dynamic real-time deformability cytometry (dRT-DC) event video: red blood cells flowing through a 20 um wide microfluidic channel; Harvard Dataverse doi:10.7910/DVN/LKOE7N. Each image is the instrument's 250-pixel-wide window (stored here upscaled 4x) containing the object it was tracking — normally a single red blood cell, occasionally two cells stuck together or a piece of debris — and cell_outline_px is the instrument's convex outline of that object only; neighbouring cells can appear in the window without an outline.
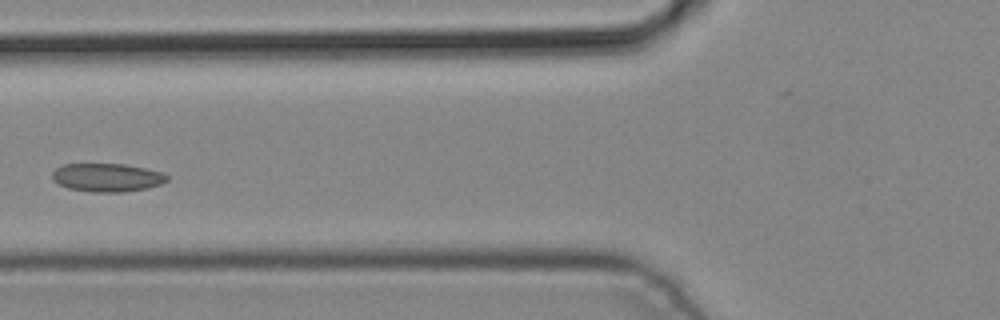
{"species": "common noctule bat (a hibernating species)", "species_latin": "Nyctalus noctula", "temperature_condition": "cold", "stored_images_in_passage": 2, "camera_frame_rate_fps": 3000, "um_per_image_px": 0.085, "animal": {"sex": "male", "body_mass_g": 19.2, "forearm_length_mm": 51.8}, "frame": {"image": 1, "passage_image": 2, "time_ms": 0.333, "image_size_px": [1000, 320], "cell_outline_px": [[168, 180], [160, 184], [148, 188], [124, 192], [92, 192], [68, 188], [52, 180], [52, 172], [56, 168], [64, 164], [124, 164], [164, 172], [168, 176]], "centroid_in_image_um": [9.11, 15.09], "position_along_channel_um": 116.7, "area_um2": 19.02}}